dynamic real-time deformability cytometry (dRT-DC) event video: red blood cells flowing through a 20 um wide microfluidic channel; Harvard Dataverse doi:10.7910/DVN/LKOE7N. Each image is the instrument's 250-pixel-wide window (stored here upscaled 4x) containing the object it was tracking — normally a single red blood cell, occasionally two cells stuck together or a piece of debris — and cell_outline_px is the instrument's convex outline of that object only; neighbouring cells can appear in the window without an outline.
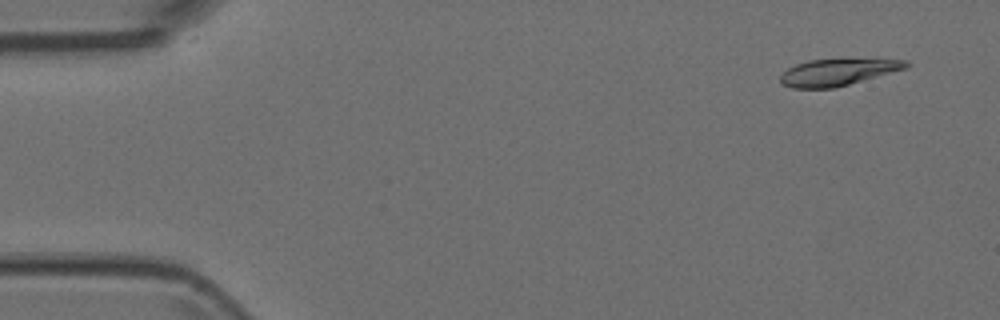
{"species": "Egyptian fruit bat (a non-hibernating species)", "species_latin": "Rousettus aegyptiacus", "temperature_condition": "room temperature", "stored_images_in_passage": 4, "camera_frame_rate_fps": 3000, "um_per_image_px": 0.085, "animal": {"sex": "female"}, "frame": {"image": 1, "passage_image": 1, "time_ms": 0.0, "image_size_px": [1000, 320], "cell_outline_px": [[908, 68], [848, 84], [832, 88], [792, 88], [784, 84], [780, 80], [780, 76], [788, 68], [796, 64], [808, 60], [848, 56], [908, 60]], "centroid_in_image_um": [71.28, 6.06], "position_along_channel_um": 13.7, "area_um2": 20.4}}
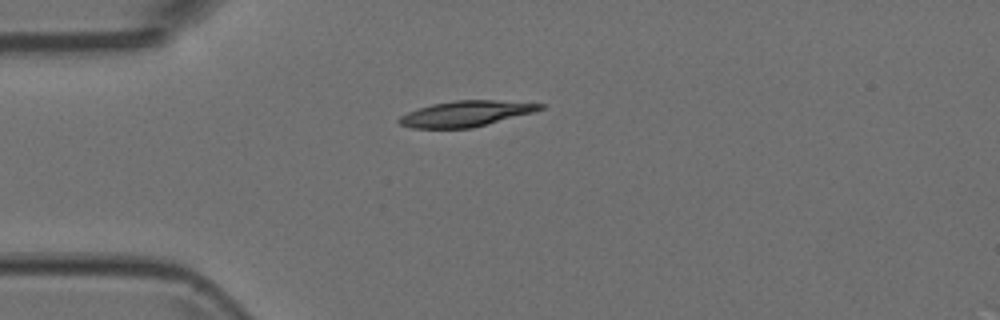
{"frame": {"image": 2, "passage_image": 4, "time_ms": 1.0, "image_size_px": [1000, 320], "cell_outline_px": [[548, 104], [544, 108], [532, 112], [472, 128], [412, 128], [400, 124], [396, 120], [400, 116], [408, 112], [432, 104], [456, 100], [496, 100]], "centroid_in_image_um": [39.6, 9.66], "position_along_channel_um": 45.4, "area_um2": 20.92}}